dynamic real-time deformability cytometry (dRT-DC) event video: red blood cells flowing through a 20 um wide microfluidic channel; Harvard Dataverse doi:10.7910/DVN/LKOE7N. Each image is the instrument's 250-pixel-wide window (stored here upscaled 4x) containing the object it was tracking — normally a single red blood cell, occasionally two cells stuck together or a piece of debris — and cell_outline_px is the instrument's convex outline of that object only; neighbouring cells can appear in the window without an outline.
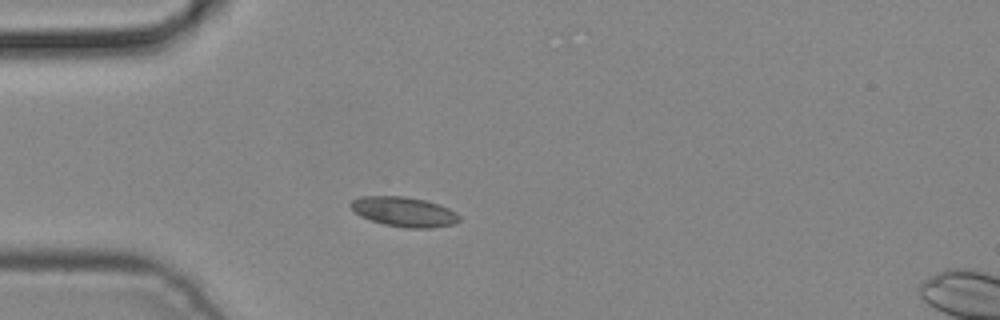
{"species": "common noctule bat (a hibernating species)", "species_latin": "Nyctalus noctula", "temperature_condition": "cold", "stored_images_in_passage": 2, "camera_frame_rate_fps": 3000, "um_per_image_px": 0.085, "animal": {"sex": "male", "body_mass_g": 19.2, "forearm_length_mm": 51.8}, "frame": {"image": 1, "passage_image": 1, "time_ms": 0.0, "image_size_px": [1000, 320], "cell_outline_px": [[460, 220], [452, 224], [432, 228], [408, 228], [384, 224], [360, 216], [348, 204], [352, 200], [360, 196], [404, 196], [424, 200], [440, 204], [456, 212], [460, 216]], "centroid_in_image_um": [34.34, 17.99], "position_along_channel_um": 50.7, "area_um2": 18.79}}